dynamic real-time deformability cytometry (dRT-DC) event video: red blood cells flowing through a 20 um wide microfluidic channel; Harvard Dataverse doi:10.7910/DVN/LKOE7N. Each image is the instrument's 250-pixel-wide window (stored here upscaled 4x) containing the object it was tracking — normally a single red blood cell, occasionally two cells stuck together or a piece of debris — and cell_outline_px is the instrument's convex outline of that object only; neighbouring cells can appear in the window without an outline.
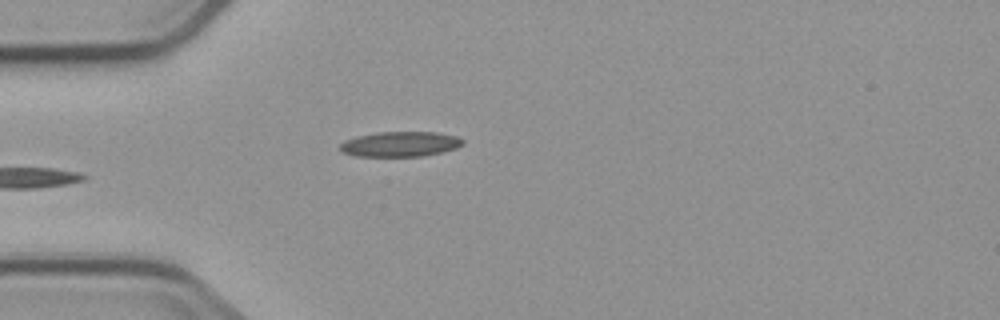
{"species": "common noctule bat (a hibernating species)", "species_latin": "Nyctalus noctula", "temperature_condition": "cold", "stored_images_in_passage": 4, "camera_frame_rate_fps": 3000, "um_per_image_px": 0.085, "animal": {"sex": "male", "body_mass_g": 23.1, "forearm_length_mm": 52.7}, "frame": {"image": 1, "passage_image": 4, "time_ms": 3.333, "image_size_px": [1000, 320], "cell_outline_px": [[464, 144], [456, 148], [444, 152], [424, 156], [356, 156], [344, 152], [340, 148], [340, 144], [344, 140], [356, 136], [380, 132], [436, 132], [456, 136], [464, 140]], "centroid_in_image_um": [34.05, 12.25], "position_along_channel_um": 51.0, "area_um2": 17.98}}